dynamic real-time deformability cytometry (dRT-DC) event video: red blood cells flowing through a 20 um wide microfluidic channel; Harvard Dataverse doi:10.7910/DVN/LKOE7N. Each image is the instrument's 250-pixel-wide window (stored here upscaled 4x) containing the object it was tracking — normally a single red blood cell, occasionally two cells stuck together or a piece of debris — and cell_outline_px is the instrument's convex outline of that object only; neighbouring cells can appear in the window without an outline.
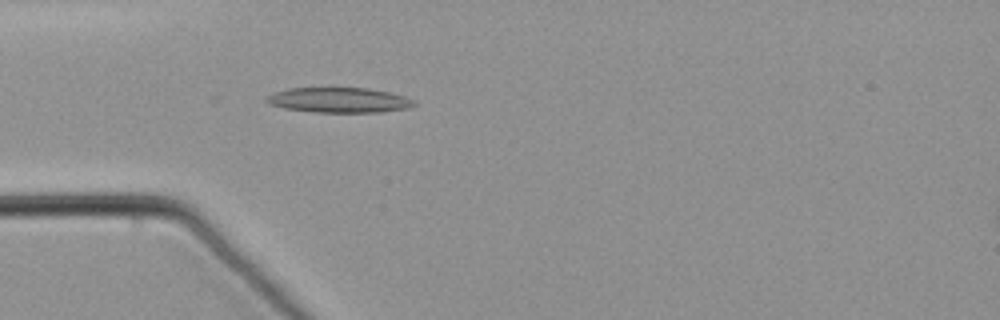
{"species": "common noctule bat (a hibernating species)", "species_latin": "Nyctalus noctula", "temperature_condition": "warm", "stored_images_in_passage": 18, "camera_frame_rate_fps": 3000, "um_per_image_px": 0.085, "animal": {"sex": "male", "body_mass_g": 21.5, "forearm_length_mm": 52.0}, "frame": {"image": 1, "passage_image": 8, "time_ms": 2.333, "image_size_px": [1000, 320], "cell_outline_px": [[416, 104], [408, 108], [380, 112], [312, 112], [284, 108], [268, 104], [264, 100], [268, 96], [276, 92], [288, 88], [368, 88], [388, 92], [404, 96], [416, 100]], "centroid_in_image_um": [28.82, 8.51], "position_along_channel_um": 56.2, "area_um2": 21.56}}
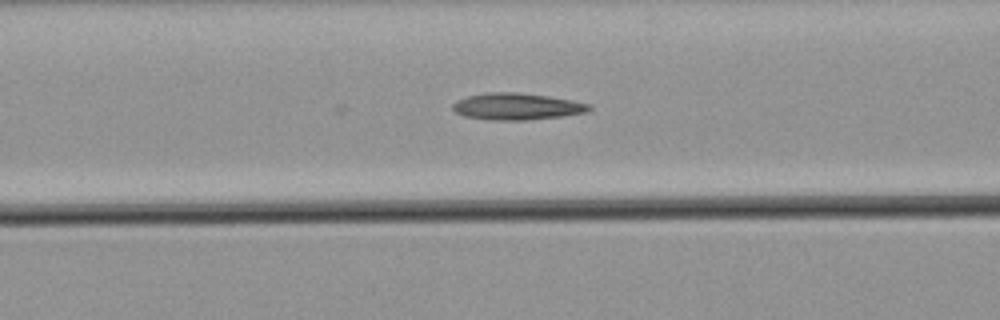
{"frame": {"image": 2, "passage_image": 14, "time_ms": 4.333, "image_size_px": [1000, 320], "cell_outline_px": [[592, 108], [588, 112], [560, 116], [524, 120], [488, 120], [464, 116], [456, 112], [452, 108], [452, 104], [456, 100], [468, 96], [488, 92], [516, 92], [548, 96], [572, 100], [592, 104]], "centroid_in_image_um": [43.93, 9.05], "position_along_channel_um": 122.7, "area_um2": 21.27}}
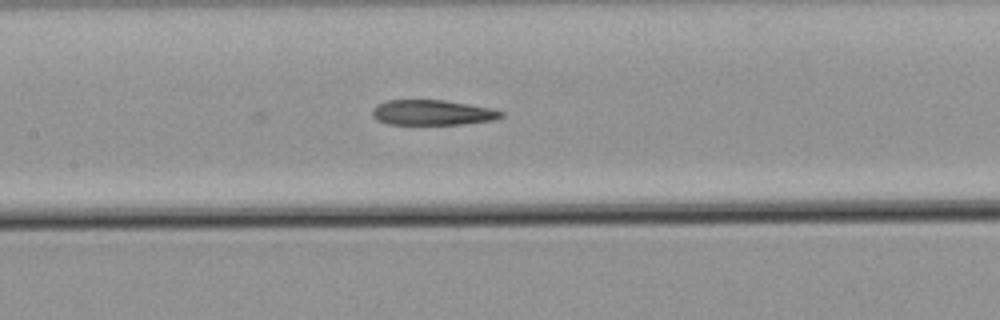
{"frame": {"image": 3, "passage_image": 18, "time_ms": 5.667, "image_size_px": [1000, 320], "cell_outline_px": [[504, 116], [492, 120], [464, 124], [388, 124], [376, 120], [372, 116], [372, 108], [376, 104], [388, 100], [444, 100], [492, 108], [504, 112]], "centroid_in_image_um": [36.73, 9.56], "position_along_channel_um": 170.7, "area_um2": 19.02}}